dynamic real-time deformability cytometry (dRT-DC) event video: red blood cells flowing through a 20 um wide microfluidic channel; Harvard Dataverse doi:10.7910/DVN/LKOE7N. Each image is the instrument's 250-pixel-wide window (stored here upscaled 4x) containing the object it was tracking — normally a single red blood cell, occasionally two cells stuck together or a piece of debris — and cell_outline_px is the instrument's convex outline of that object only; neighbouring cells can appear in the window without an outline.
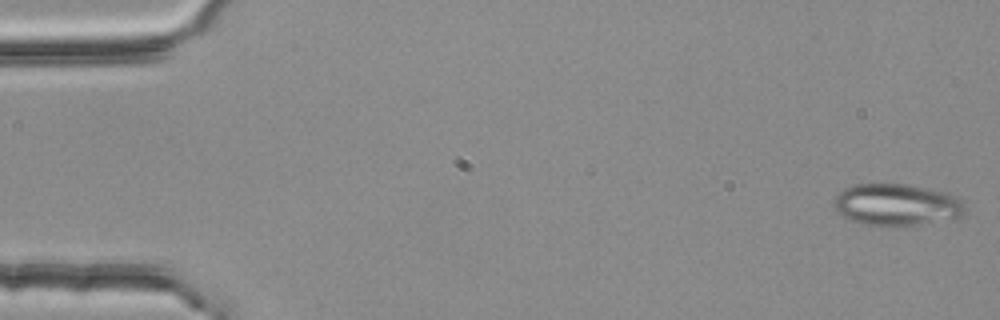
{"species": "common noctule bat (a hibernating species)", "species_latin": "Nyctalus noctula", "temperature_condition": "room temperature", "stored_images_in_passage": 5, "camera_frame_rate_fps": 3000, "um_per_image_px": 0.085, "animal": {"sex": "female", "body_mass_g": 25.1}, "frame": {"image": 1, "passage_image": 1, "time_ms": 0.0, "image_size_px": [1000, 320], "cell_outline_px": [[964, 212], [960, 216], [916, 224], [868, 224], [852, 220], [836, 212], [836, 196], [844, 188], [852, 184], [908, 184], [952, 192], [960, 200], [964, 208]], "centroid_in_image_um": [76.22, 17.34], "position_along_channel_um": 8.8, "area_um2": 31.15}}